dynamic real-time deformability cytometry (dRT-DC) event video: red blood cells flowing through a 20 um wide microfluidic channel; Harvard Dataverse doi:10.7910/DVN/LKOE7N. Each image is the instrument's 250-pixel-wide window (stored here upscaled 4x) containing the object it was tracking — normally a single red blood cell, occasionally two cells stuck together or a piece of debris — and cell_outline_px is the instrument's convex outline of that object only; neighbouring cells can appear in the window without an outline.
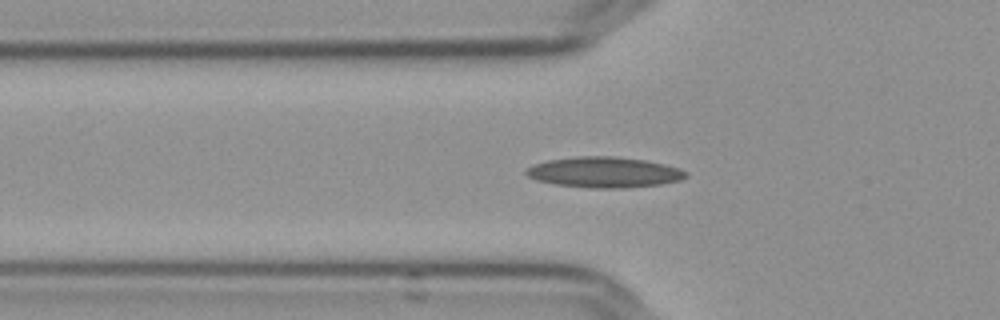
{"species": "Egyptian fruit bat (a non-hibernating species)", "species_latin": "Rousettus aegyptiacus", "temperature_condition": "cold", "stored_images_in_passage": 44, "camera_frame_rate_fps": 3000, "um_per_image_px": 0.085, "frame": {"image": 1, "passage_image": 6, "time_ms": 1.667, "image_size_px": [1000, 320], "cell_outline_px": [[688, 176], [680, 180], [660, 184], [624, 188], [588, 188], [556, 184], [536, 180], [528, 176], [524, 172], [532, 164], [548, 160], [576, 156], [612, 156], [644, 160], [664, 164], [680, 168], [688, 172]], "centroid_in_image_um": [51.36, 14.64], "position_along_channel_um": 74.4, "area_um2": 28.55}}
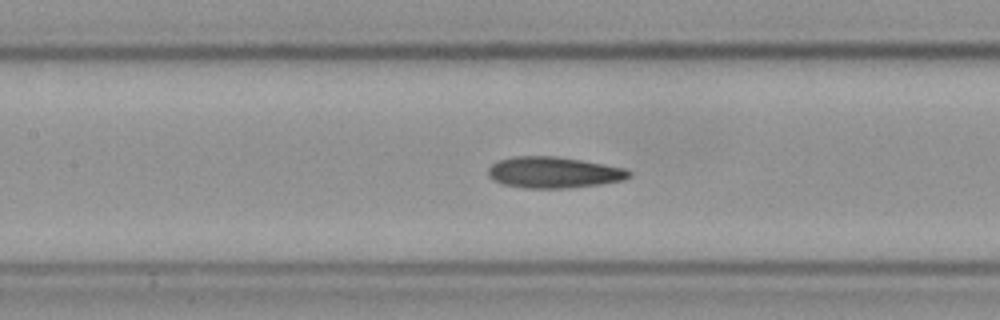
{"frame": {"image": 2, "passage_image": 13, "time_ms": 4.0, "image_size_px": [1000, 320], "cell_outline_px": [[632, 176], [624, 180], [600, 184], [568, 188], [528, 188], [504, 184], [488, 176], [488, 168], [496, 160], [512, 156], [556, 156], [580, 160], [624, 168], [632, 172]], "centroid_in_image_um": [47.06, 14.65], "position_along_channel_um": 160.3, "area_um2": 25.55}}
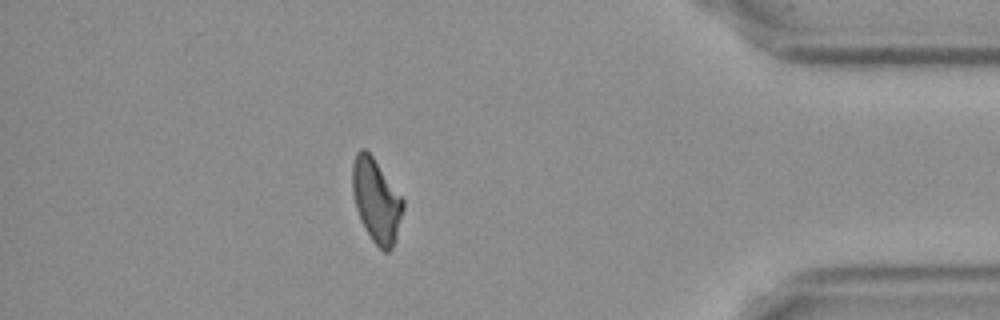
{"frame": {"image": 3, "passage_image": 36, "time_ms": 11.667, "image_size_px": [1000, 320], "cell_outline_px": [[404, 208], [396, 240], [392, 248], [388, 252], [384, 252], [372, 240], [356, 208], [352, 192], [352, 164], [356, 152], [360, 148], [364, 148], [372, 156], [404, 200]], "centroid_in_image_um": [31.99, 17.04], "position_along_channel_um": 403.2, "area_um2": 24.39}, "authors_computed_cell_mechanics": {"area_um2": 25.3164, "velocity_mm_per_s": 3.6371, "shape_relaxation_time_tau1_ms": null, "shape_relaxation_time_tau2_ms": 3.9426, "deformation_change_tau1": null, "deformation_change_tau2": 0.1237}}